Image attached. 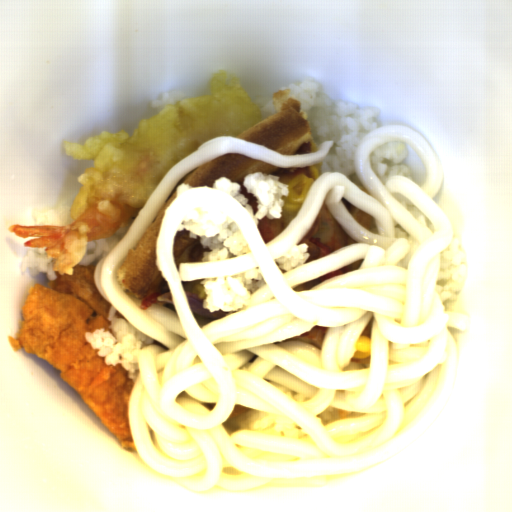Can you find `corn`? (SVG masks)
Segmentation results:
<instances>
[{"label": "corn", "instance_id": "f1292c28", "mask_svg": "<svg viewBox=\"0 0 512 512\" xmlns=\"http://www.w3.org/2000/svg\"><path fill=\"white\" fill-rule=\"evenodd\" d=\"M372 341L370 337L360 336L355 344L354 354L352 358L366 359L371 354Z\"/></svg>", "mask_w": 512, "mask_h": 512}, {"label": "corn", "instance_id": "51d56268", "mask_svg": "<svg viewBox=\"0 0 512 512\" xmlns=\"http://www.w3.org/2000/svg\"><path fill=\"white\" fill-rule=\"evenodd\" d=\"M313 184V178L305 173L300 172L290 178L288 194L281 196V200L284 202V208L299 212Z\"/></svg>", "mask_w": 512, "mask_h": 512}]
</instances>
